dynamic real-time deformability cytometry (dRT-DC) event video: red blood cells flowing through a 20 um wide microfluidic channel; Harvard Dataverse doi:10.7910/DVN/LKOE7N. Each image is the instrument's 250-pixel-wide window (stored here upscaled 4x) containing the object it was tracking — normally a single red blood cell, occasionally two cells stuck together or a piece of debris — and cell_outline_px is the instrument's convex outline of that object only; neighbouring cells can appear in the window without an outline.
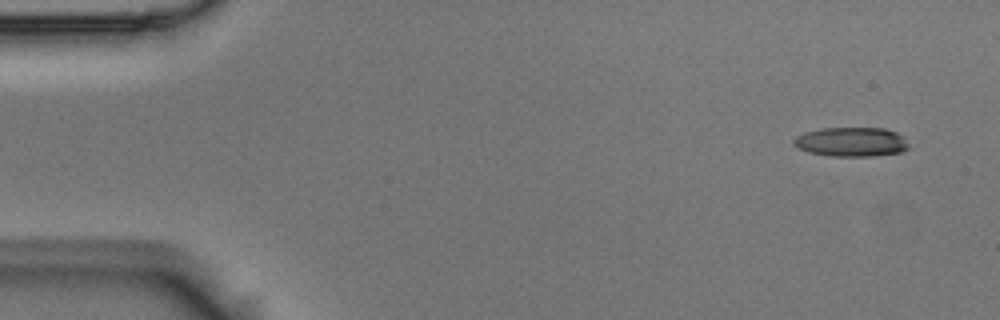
{"species": "Egyptian fruit bat (a non-hibernating species)", "species_latin": "Rousettus aegyptiacus", "temperature_condition": "room temperature", "stored_images_in_passage": 7, "camera_frame_rate_fps": 3000, "um_per_image_px": 0.085, "animal": {"sex": "male"}, "frame": {"image": 1, "passage_image": 1, "time_ms": 0.0, "image_size_px": [1000, 320], "cell_outline_px": [[912, 148], [900, 152], [872, 156], [832, 156], [808, 152], [792, 144], [792, 140], [796, 136], [804, 132], [820, 128], [884, 128], [896, 132], [904, 136]], "centroid_in_image_um": [72.39, 12.05], "position_along_channel_um": 12.6, "area_um2": 19.88}}
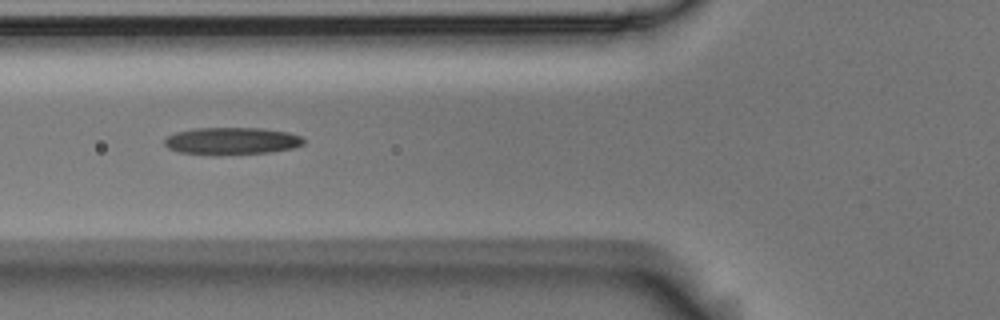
{"frame": {"image": 2, "passage_image": 6, "time_ms": 1.667, "image_size_px": [1000, 320], "cell_outline_px": [[304, 144], [292, 148], [268, 152], [220, 156], [212, 156], [180, 152], [168, 148], [164, 144], [164, 140], [168, 136], [176, 132], [196, 128], [260, 128], [288, 132], [300, 136], [304, 140]], "centroid_in_image_um": [19.66, 12.0], "position_along_channel_um": 106.1, "area_um2": 22.31}}
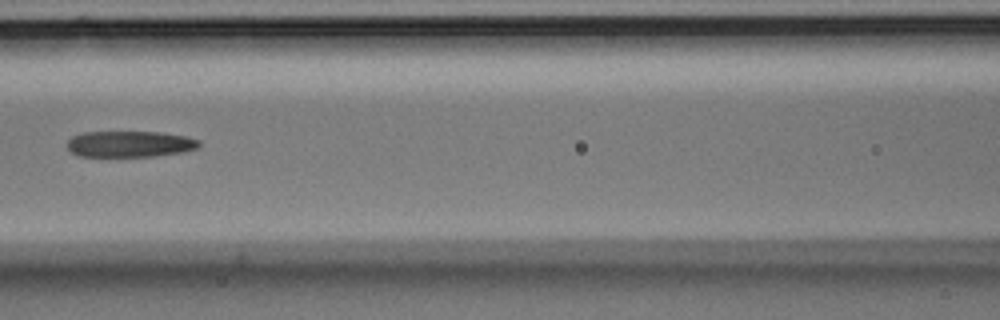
{"frame": {"image": 3, "passage_image": 7, "time_ms": 2.0, "image_size_px": [1000, 320], "cell_outline_px": [[200, 144], [196, 148], [180, 152], [152, 156], [80, 156], [72, 152], [68, 148], [68, 140], [72, 136], [84, 132], [160, 132], [184, 136], [200, 140]], "centroid_in_image_um": [11.01, 12.23], "position_along_channel_um": 155.6, "area_um2": 19.83}}